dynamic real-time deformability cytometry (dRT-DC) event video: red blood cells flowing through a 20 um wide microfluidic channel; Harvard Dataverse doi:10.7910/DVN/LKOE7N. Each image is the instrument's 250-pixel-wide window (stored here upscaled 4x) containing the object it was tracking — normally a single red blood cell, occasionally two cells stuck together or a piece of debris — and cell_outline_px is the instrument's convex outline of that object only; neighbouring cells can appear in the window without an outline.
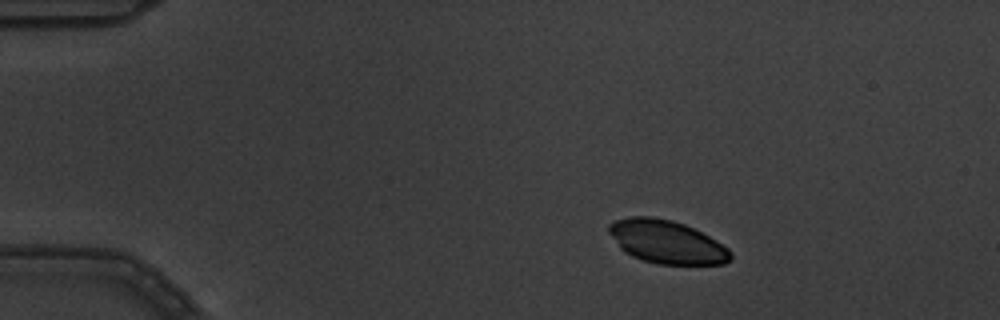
{"species": "common noctule bat (a hibernating species)", "species_latin": "Nyctalus noctula", "temperature_condition": "warm", "stored_images_in_passage": 5, "camera_frame_rate_fps": 3000, "um_per_image_px": 0.085, "animal": {"sex": "male", "body_mass_g": 19.5, "forearm_length_mm": 54.6}, "frame": {"image": 1, "passage_image": 2, "time_ms": 0.333, "image_size_px": [1000, 320], "cell_outline_px": [[732, 260], [724, 264], [660, 264], [644, 260], [632, 256], [624, 252], [620, 248], [608, 232], [608, 224], [616, 220], [632, 216], [652, 216], [672, 220], [684, 224], [716, 240], [728, 248], [732, 252]], "centroid_in_image_um": [56.67, 20.56], "position_along_channel_um": 28.3, "area_um2": 30.58}}